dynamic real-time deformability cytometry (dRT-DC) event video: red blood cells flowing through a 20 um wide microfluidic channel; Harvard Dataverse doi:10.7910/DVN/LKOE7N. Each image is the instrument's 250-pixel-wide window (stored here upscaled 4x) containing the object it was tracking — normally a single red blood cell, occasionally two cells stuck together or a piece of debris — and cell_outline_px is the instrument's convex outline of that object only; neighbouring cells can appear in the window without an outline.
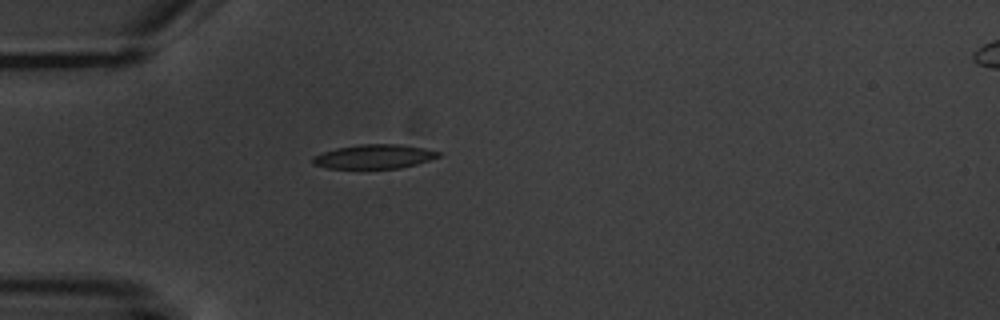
{"species": "common noctule bat (a hibernating species)", "species_latin": "Nyctalus noctula", "temperature_condition": "warm", "stored_images_in_passage": 7, "camera_frame_rate_fps": 3000, "um_per_image_px": 0.085, "animal": {"sex": "male", "body_mass_g": 20.1, "forearm_length_mm": 53.5}, "frame": {"image": 1, "passage_image": 6, "time_ms": 7.0, "image_size_px": [1000, 320], "cell_outline_px": [[444, 152], [440, 156], [416, 164], [400, 168], [328, 168], [312, 164], [312, 156], [336, 148], [360, 144], [400, 144], [424, 148]], "centroid_in_image_um": [31.82, 13.3], "position_along_channel_um": 53.2, "area_um2": 17.69}}